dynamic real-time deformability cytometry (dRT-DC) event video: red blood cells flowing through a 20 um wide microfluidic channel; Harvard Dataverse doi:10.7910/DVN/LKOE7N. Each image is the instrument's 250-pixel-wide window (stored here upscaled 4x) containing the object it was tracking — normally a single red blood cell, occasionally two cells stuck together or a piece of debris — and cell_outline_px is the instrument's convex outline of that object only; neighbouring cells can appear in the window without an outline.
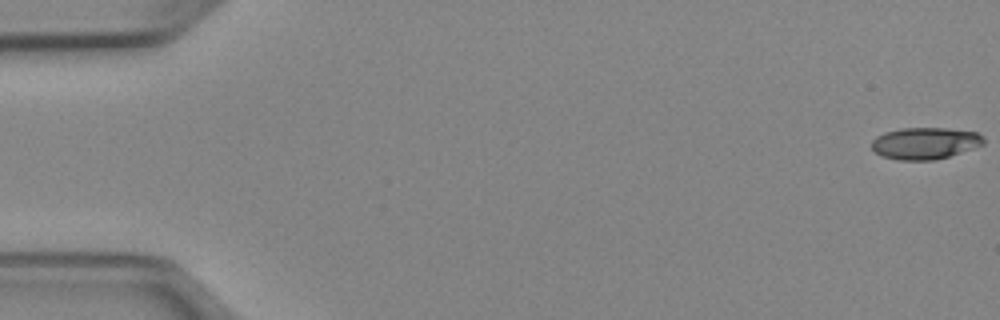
{"species": "Egyptian fruit bat (a non-hibernating species)", "species_latin": "Rousettus aegyptiacus", "temperature_condition": "cold", "stored_images_in_passage": 52, "camera_frame_rate_fps": 3000, "um_per_image_px": 0.085, "animal": {"sex": "female"}, "frame": {"image": 1, "passage_image": 1, "time_ms": 0.0, "image_size_px": [1000, 320], "cell_outline_px": [[984, 144], [936, 160], [896, 160], [880, 156], [872, 148], [872, 140], [876, 136], [884, 132], [900, 128], [944, 128], [976, 132], [984, 136]], "centroid_in_image_um": [78.59, 12.17], "position_along_channel_um": 6.4, "area_um2": 20.75}}
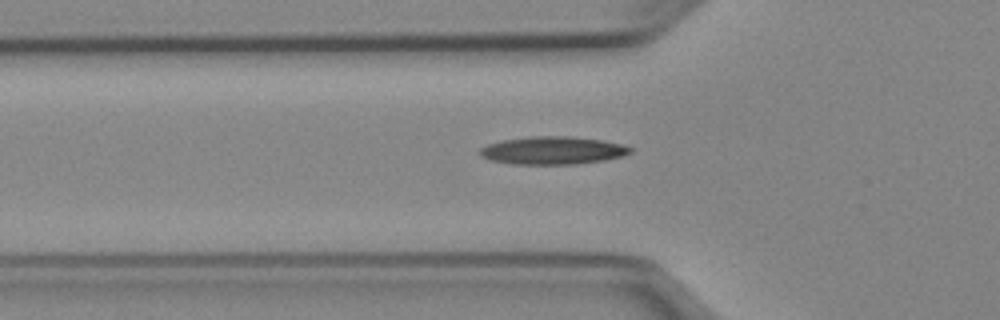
{"frame": {"image": 2, "passage_image": 18, "time_ms": 5.667, "image_size_px": [1000, 320], "cell_outline_px": [[632, 152], [624, 156], [604, 160], [572, 164], [512, 164], [492, 160], [480, 156], [480, 148], [488, 144], [500, 140], [532, 136], [572, 136], [600, 140], [620, 144], [632, 148]], "centroid_in_image_um": [46.96, 12.78], "position_along_channel_um": 78.8, "area_um2": 24.33}}
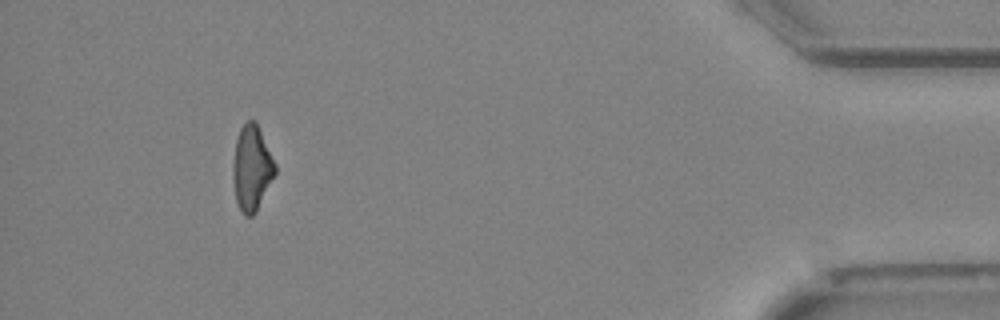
{"frame": {"image": 3, "passage_image": 48, "time_ms": 15.667, "image_size_px": [1000, 320], "cell_outline_px": [[276, 176], [256, 212], [252, 216], [244, 216], [236, 200], [232, 176], [232, 164], [236, 140], [240, 128], [248, 120], [256, 120], [276, 164]], "centroid_in_image_um": [21.41, 14.29], "position_along_channel_um": 413.8, "area_um2": 21.27}, "authors_computed_cell_mechanics": {"area_um2": 22.0218, "velocity_mm_per_s": 3.9693, "shape_relaxation_time_tau1_ms": 5.3606, "shape_relaxation_time_tau2_ms": 6.6269, "deformation_change_tau1": 0.173, "deformation_change_tau2": 0.1902}}